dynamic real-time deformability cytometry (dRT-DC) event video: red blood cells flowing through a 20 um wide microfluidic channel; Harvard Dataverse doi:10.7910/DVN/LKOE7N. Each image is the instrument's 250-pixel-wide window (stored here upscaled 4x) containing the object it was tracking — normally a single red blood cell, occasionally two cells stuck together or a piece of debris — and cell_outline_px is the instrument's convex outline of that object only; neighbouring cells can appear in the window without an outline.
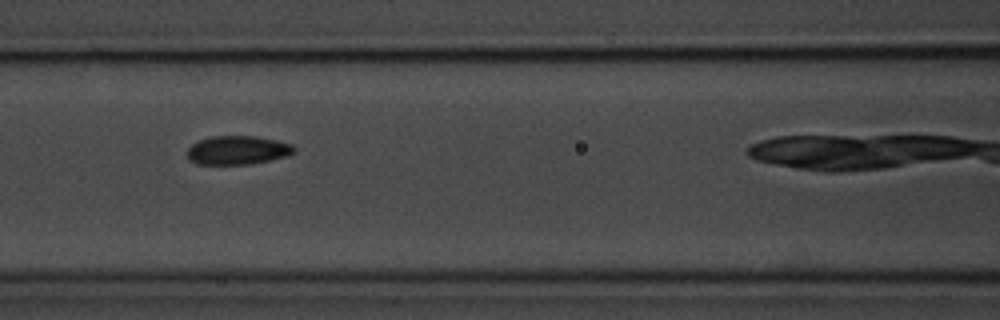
{"species": "common noctule bat (a hibernating species)", "species_latin": "Nyctalus noctula", "temperature_condition": "room temperature", "stored_images_in_passage": 8, "camera_frame_rate_fps": 3000, "um_per_image_px": 0.085, "animal": {"sex": "male", "body_mass_g": 20.1, "forearm_length_mm": 53.5}, "frame": {"image": 1, "passage_image": 4, "time_ms": 3.667, "image_size_px": [1000, 320], "cell_outline_px": [[296, 152], [288, 156], [248, 164], [196, 164], [188, 160], [188, 148], [192, 144], [200, 140], [212, 136], [256, 136], [276, 140], [292, 144], [296, 148]], "centroid_in_image_um": [20.21, 12.76], "position_along_channel_um": 146.4, "area_um2": 17.92}}